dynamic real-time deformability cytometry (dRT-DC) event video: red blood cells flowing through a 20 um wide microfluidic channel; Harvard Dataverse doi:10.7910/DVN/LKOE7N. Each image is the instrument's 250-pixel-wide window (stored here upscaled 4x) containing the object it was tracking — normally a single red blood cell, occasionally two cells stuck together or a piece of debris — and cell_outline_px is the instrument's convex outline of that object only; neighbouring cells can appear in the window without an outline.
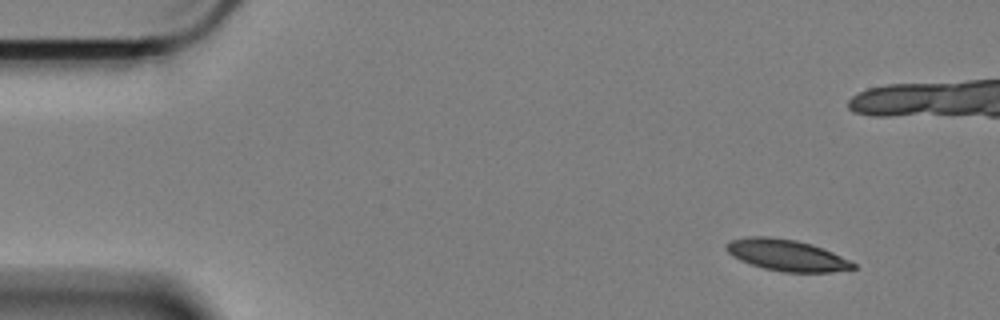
{"species": "Egyptian fruit bat (a non-hibernating species)", "species_latin": "Rousettus aegyptiacus", "temperature_condition": "cold", "stored_images_in_passage": 18, "camera_frame_rate_fps": 3000, "um_per_image_px": 0.085, "animal": {"sex": "female"}, "frame": {"image": 1, "passage_image": 3, "time_ms": 0.667, "image_size_px": [1000, 320], "cell_outline_px": [[856, 268], [832, 272], [784, 272], [764, 268], [740, 260], [732, 256], [724, 248], [724, 244], [728, 240], [744, 236], [772, 236], [796, 240], [812, 244], [832, 252], [856, 264]], "centroid_in_image_um": [66.8, 21.67], "position_along_channel_um": 18.2, "area_um2": 23.35}}